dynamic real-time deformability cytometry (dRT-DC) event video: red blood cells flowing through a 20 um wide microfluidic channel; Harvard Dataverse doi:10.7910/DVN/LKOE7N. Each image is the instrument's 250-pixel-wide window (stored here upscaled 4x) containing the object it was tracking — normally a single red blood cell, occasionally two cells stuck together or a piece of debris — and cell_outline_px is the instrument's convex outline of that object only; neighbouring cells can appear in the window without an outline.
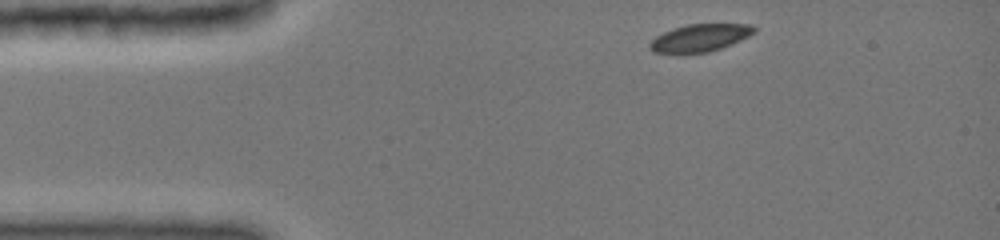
{"species": "common noctule bat (a hibernating species)", "species_latin": "Nyctalus noctula", "temperature_condition": "cold", "stored_images_in_passage": 12, "camera_frame_rate_fps": 3000, "um_per_image_px": 0.085, "animal": {"sex": "female", "body_mass_g": 19.0, "forearm_length_mm": 51.5}, "frame": {"image": 1, "passage_image": 1, "time_ms": 0.0, "image_size_px": [1000, 240], "cell_outline_px": [[756, 32], [740, 40], [720, 48], [708, 52], [656, 52], [648, 48], [648, 44], [656, 36], [664, 32], [688, 24], [748, 24], [756, 28]], "centroid_in_image_um": [59.51, 3.2], "position_along_channel_um": 25.5, "area_um2": 16.24}}
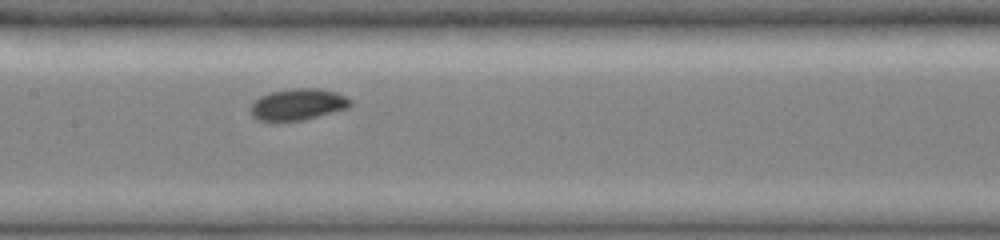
{"frame": {"image": 2, "passage_image": 9, "time_ms": 5.333, "image_size_px": [1000, 240], "cell_outline_px": [[352, 104], [348, 108], [300, 120], [260, 120], [252, 116], [252, 104], [260, 96], [272, 92], [292, 88], [316, 88], [336, 92], [352, 100]], "centroid_in_image_um": [25.35, 8.85], "position_along_channel_um": 182.0, "area_um2": 17.8}}
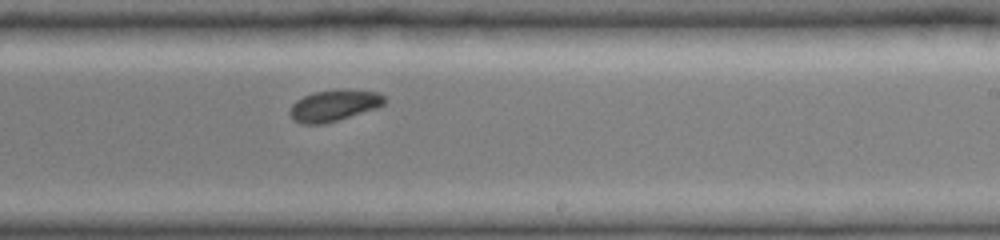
{"frame": {"image": 3, "passage_image": 12, "time_ms": 7.333, "image_size_px": [1000, 240], "cell_outline_px": [[384, 104], [376, 108], [324, 124], [304, 124], [296, 120], [292, 116], [292, 104], [296, 100], [312, 92], [340, 88], [344, 88], [380, 92], [384, 96]], "centroid_in_image_um": [28.43, 8.93], "position_along_channel_um": 260.6, "area_um2": 17.17}}